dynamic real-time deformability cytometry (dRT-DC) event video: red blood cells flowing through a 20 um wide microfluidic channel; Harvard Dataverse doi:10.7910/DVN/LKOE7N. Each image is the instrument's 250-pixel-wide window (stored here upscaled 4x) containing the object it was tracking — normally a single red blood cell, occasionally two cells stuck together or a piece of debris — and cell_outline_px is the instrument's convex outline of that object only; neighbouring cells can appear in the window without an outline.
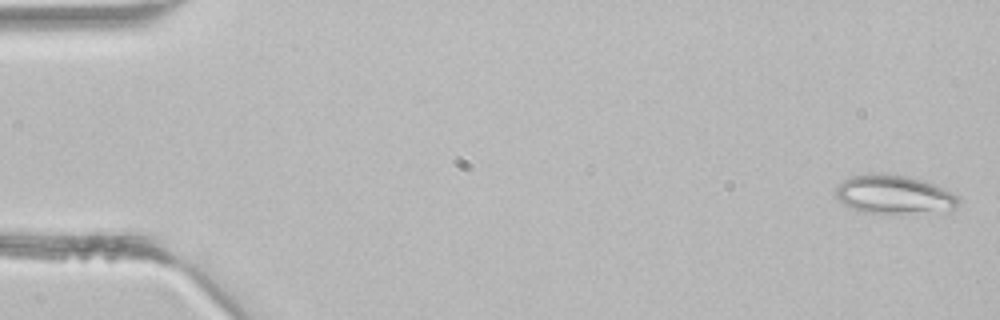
{"species": "common noctule bat (a hibernating species)", "species_latin": "Nyctalus noctula", "temperature_condition": "room temperature", "stored_images_in_passage": 5, "camera_frame_rate_fps": 3000, "um_per_image_px": 0.085, "animal": {"sex": "male", "body_mass_g": 21.5, "forearm_length_mm": 52.0}, "frame": {"image": 1, "passage_image": 1, "time_ms": 0.0, "image_size_px": [1000, 320], "cell_outline_px": [[960, 200], [952, 208], [900, 216], [864, 212], [852, 208], [844, 204], [836, 196], [836, 188], [844, 180], [852, 176], [872, 172], [904, 176], [920, 180], [932, 184], [952, 192], [960, 196]], "centroid_in_image_um": [75.96, 16.56], "position_along_channel_um": 9.0, "area_um2": 27.74}}